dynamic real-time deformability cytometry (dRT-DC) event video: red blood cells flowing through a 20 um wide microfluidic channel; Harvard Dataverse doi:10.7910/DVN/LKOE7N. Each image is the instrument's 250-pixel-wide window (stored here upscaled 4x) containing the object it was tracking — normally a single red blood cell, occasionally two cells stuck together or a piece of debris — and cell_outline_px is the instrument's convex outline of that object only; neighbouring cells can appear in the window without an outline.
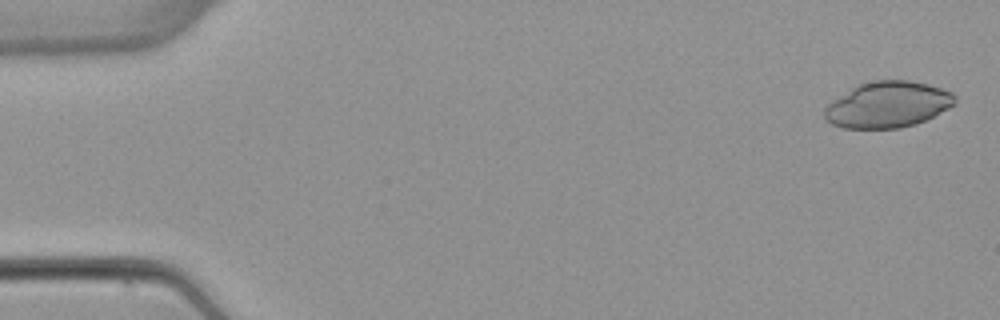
{"species": "common noctule bat (a hibernating species)", "species_latin": "Nyctalus noctula", "temperature_condition": "warm", "stored_images_in_passage": 5, "camera_frame_rate_fps": 3000, "um_per_image_px": 0.085, "animal": {"sex": "female", "body_mass_g": 22.7, "forearm_length_mm": 54.2}, "frame": {"image": 1, "passage_image": 1, "time_ms": 0.0, "image_size_px": [1000, 320], "cell_outline_px": [[956, 104], [916, 124], [900, 128], [844, 128], [832, 124], [824, 116], [824, 108], [832, 100], [852, 88], [860, 84], [876, 80], [908, 80], [928, 84], [952, 92], [956, 96]], "centroid_in_image_um": [75.47, 8.89], "position_along_channel_um": 9.5, "area_um2": 34.8}}